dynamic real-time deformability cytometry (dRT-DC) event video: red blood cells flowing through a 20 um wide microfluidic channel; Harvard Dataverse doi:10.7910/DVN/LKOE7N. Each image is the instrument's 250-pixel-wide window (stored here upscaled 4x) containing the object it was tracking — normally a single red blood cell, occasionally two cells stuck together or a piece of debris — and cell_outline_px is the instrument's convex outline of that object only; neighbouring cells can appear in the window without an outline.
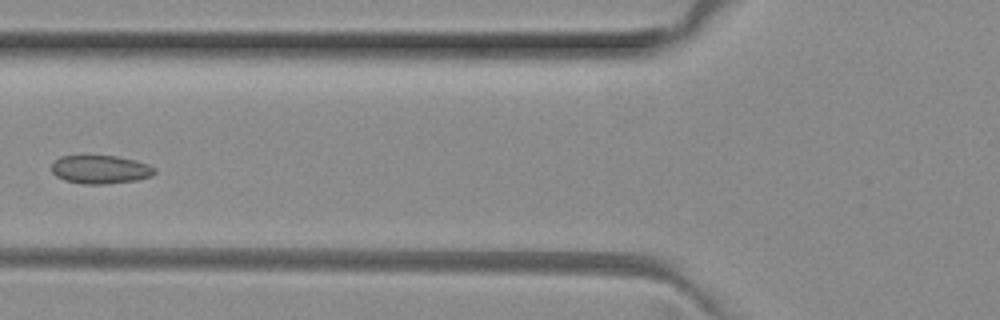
{"species": "common noctule bat (a hibernating species)", "species_latin": "Nyctalus noctula", "temperature_condition": "room temperature", "stored_images_in_passage": 6, "camera_frame_rate_fps": 3000, "um_per_image_px": 0.085, "animal": {"sex": "female", "body_mass_g": 29.2, "forearm_length_mm": 56.3}, "frame": {"image": 1, "passage_image": 5, "time_ms": 1.333, "image_size_px": [1000, 320], "cell_outline_px": [[156, 172], [152, 176], [136, 180], [108, 184], [84, 184], [64, 180], [56, 176], [52, 172], [52, 164], [60, 156], [116, 156], [136, 160], [148, 164], [156, 168]], "centroid_in_image_um": [8.56, 14.41], "position_along_channel_um": 117.2, "area_um2": 17.11}}
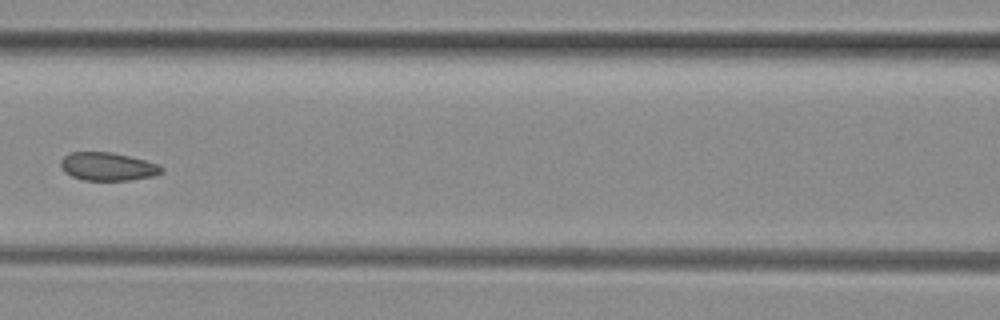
{"frame": {"image": 2, "passage_image": 6, "time_ms": 1.667, "image_size_px": [1000, 320], "cell_outline_px": [[164, 172], [156, 176], [132, 180], [84, 180], [72, 176], [64, 172], [60, 164], [60, 160], [64, 156], [72, 152], [112, 152], [160, 164], [164, 168]], "centroid_in_image_um": [9.2, 14.16], "position_along_channel_um": 157.4, "area_um2": 16.7}}